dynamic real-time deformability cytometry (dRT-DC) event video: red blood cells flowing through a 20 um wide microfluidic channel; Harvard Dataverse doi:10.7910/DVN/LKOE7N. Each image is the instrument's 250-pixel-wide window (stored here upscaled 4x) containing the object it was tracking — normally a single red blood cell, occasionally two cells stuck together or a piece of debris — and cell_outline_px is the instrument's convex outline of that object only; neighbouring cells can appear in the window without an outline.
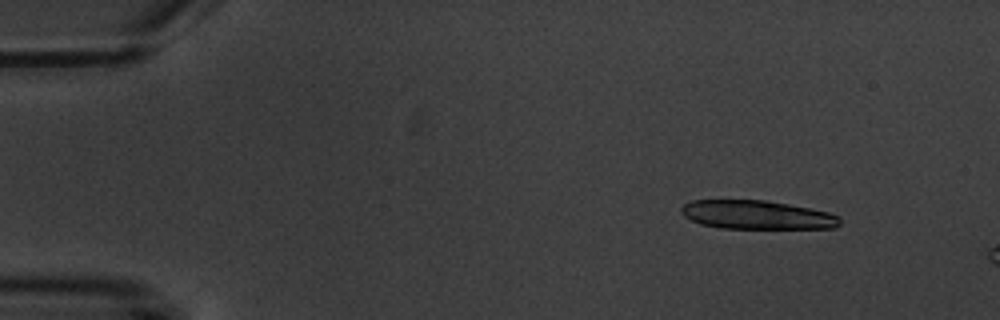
{"species": "common noctule bat (a hibernating species)", "species_latin": "Nyctalus noctula", "temperature_condition": "warm", "stored_images_in_passage": 3, "camera_frame_rate_fps": 3000, "um_per_image_px": 0.085, "animal": {"sex": "male", "body_mass_g": 20.1, "forearm_length_mm": 53.5}, "frame": {"image": 1, "passage_image": 1, "time_ms": 0.0, "image_size_px": [1000, 320], "cell_outline_px": [[840, 224], [836, 228], [720, 228], [700, 224], [684, 216], [680, 212], [680, 208], [684, 204], [692, 200], [764, 200], [788, 204], [828, 212], [840, 216]], "centroid_in_image_um": [64.32, 18.26], "position_along_channel_um": 20.7, "area_um2": 26.53}}